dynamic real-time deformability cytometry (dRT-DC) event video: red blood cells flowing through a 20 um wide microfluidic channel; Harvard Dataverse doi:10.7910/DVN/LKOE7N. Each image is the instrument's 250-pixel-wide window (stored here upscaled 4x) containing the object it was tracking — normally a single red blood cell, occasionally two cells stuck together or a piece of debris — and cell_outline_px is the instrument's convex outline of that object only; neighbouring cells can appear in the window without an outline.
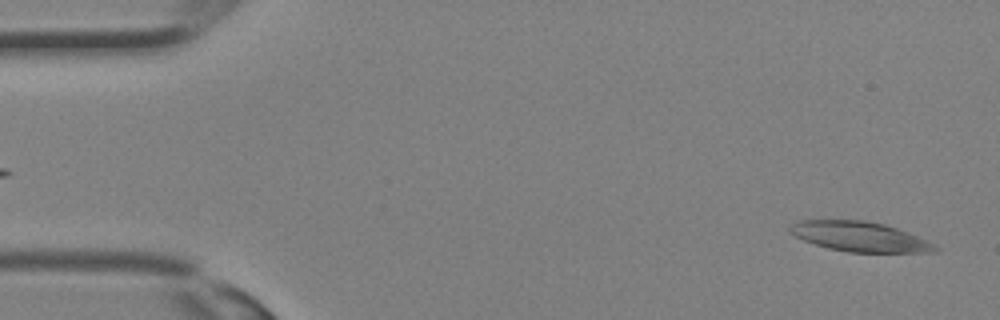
{"species": "Egyptian fruit bat (a non-hibernating species)", "species_latin": "Rousettus aegyptiacus", "temperature_condition": "room temperature", "stored_images_in_passage": 32, "camera_frame_rate_fps": 3000, "um_per_image_px": 0.085, "animal": {"sex": "female"}, "frame": {"image": 1, "passage_image": 1, "time_ms": 0.0, "image_size_px": [1000, 320], "cell_outline_px": [[940, 248], [936, 252], [848, 252], [828, 248], [804, 240], [788, 232], [788, 228], [796, 220], [864, 220], [884, 224], [896, 228], [928, 240]], "centroid_in_image_um": [73.07, 20.11], "position_along_channel_um": 11.9, "area_um2": 25.2}}
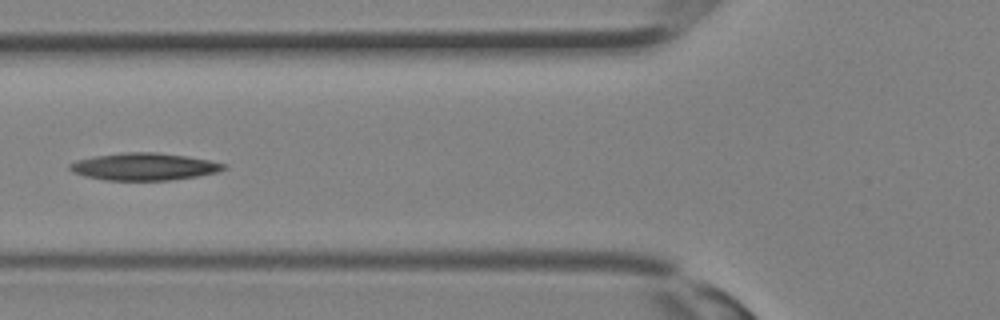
{"frame": {"image": 2, "passage_image": 12, "time_ms": 3.667, "image_size_px": [1000, 320], "cell_outline_px": [[228, 168], [220, 172], [172, 180], [108, 180], [84, 176], [72, 172], [68, 168], [68, 164], [76, 160], [96, 156], [124, 152], [156, 152], [184, 156], [208, 160], [228, 164]], "centroid_in_image_um": [12.26, 14.16], "position_along_channel_um": 113.5, "area_um2": 24.51}}
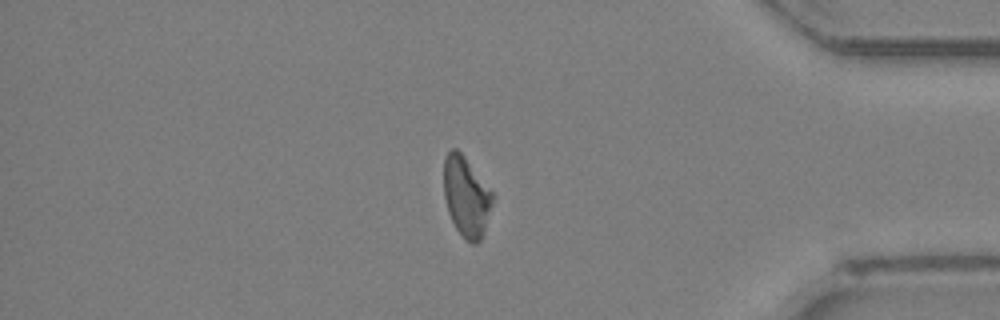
{"frame": {"image": 3, "passage_image": 27, "time_ms": 8.667, "image_size_px": [1000, 320], "cell_outline_px": [[496, 196], [484, 232], [480, 240], [476, 244], [472, 244], [464, 240], [456, 228], [448, 212], [444, 196], [444, 156], [452, 148], [456, 148], [464, 156]], "centroid_in_image_um": [39.65, 16.74], "position_along_channel_um": 395.5, "area_um2": 23.0}}